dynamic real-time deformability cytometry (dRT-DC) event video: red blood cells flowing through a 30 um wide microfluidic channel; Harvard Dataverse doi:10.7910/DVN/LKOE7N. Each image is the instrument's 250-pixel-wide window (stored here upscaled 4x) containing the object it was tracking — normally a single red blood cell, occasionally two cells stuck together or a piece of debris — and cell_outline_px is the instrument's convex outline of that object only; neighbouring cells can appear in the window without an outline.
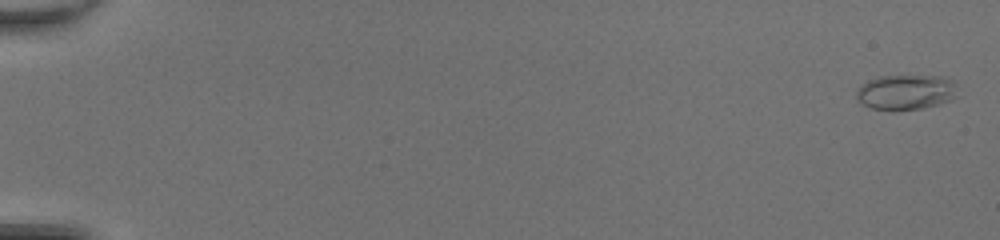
{"species": "common noctule bat (a hibernating species)", "species_latin": "Nyctalus noctula", "temperature_condition": "room temperature", "stored_images_in_passage": 51, "camera_frame_rate_fps": 3000, "um_per_image_px": 0.085, "animal": {"sex": "female", "body_mass_g": 20.0, "forearm_length_mm": 54.0}, "frame": {"image": 1, "passage_image": 2, "time_ms": 0.333, "image_size_px": [1000, 240], "cell_outline_px": [[956, 96], [952, 100], [924, 108], [872, 108], [856, 100], [856, 88], [860, 84], [868, 80], [880, 76], [944, 76], [956, 80]], "centroid_in_image_um": [77.02, 7.79], "position_along_channel_um": 8.0, "area_um2": 20.58}}
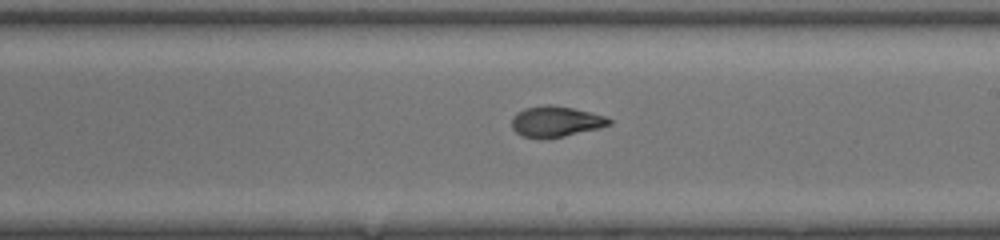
{"frame": {"image": 2, "passage_image": 32, "time_ms": 10.333, "image_size_px": [1000, 240], "cell_outline_px": [[612, 124], [600, 128], [564, 136], [544, 140], [540, 140], [524, 136], [516, 132], [512, 128], [512, 116], [516, 112], [524, 108], [544, 104], [552, 104], [572, 108], [604, 116], [612, 120]], "centroid_in_image_um": [47.2, 10.34], "position_along_channel_um": 241.8, "area_um2": 17.69}}
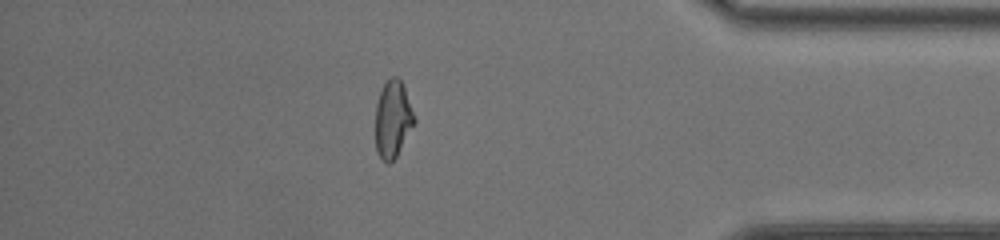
{"frame": {"image": 3, "passage_image": 45, "time_ms": 14.667, "image_size_px": [1000, 240], "cell_outline_px": [[416, 120], [396, 156], [388, 164], [376, 152], [376, 104], [380, 92], [384, 84], [392, 76], [396, 76], [400, 80], [404, 88], [416, 116]], "centroid_in_image_um": [33.39, 10.12], "position_along_channel_um": 401.8, "area_um2": 17.17}, "authors_computed_cell_mechanics": {"area_um2": 17.8602, "velocity_mm_per_s": 4.3186, "shape_relaxation_time_tau1_ms": null, "shape_relaxation_time_tau2_ms": 0.9893, "deformation_change_tau1": null, "deformation_change_tau2": 0.0641}}